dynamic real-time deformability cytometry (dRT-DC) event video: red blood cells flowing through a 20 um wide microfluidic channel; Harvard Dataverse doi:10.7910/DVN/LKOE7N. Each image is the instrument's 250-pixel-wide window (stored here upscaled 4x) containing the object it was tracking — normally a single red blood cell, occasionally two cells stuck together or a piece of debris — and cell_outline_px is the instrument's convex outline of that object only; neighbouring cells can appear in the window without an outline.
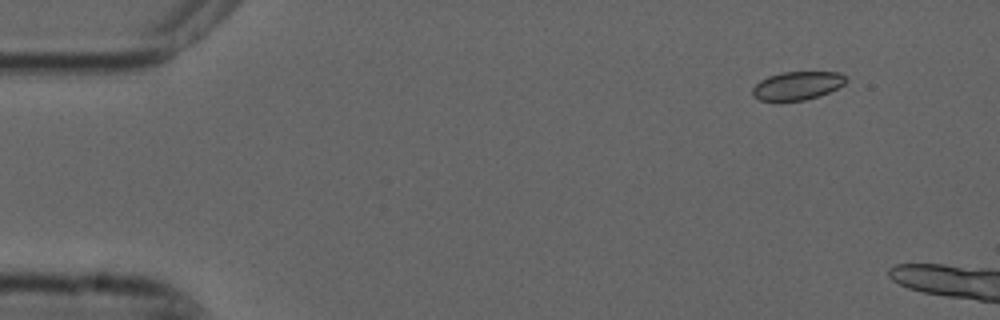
{"species": "common noctule bat (a hibernating species)", "species_latin": "Nyctalus noctula", "temperature_condition": "cold", "stored_images_in_passage": 3, "camera_frame_rate_fps": 3000, "um_per_image_px": 0.085, "animal": {"sex": "male", "forearm_length_mm": 52.5}, "frame": {"image": 1, "passage_image": 2, "time_ms": 0.333, "image_size_px": [1000, 320], "cell_outline_px": [[848, 80], [844, 84], [820, 96], [804, 100], [760, 100], [752, 96], [752, 88], [760, 80], [768, 76], [780, 72], [840, 72], [848, 76]], "centroid_in_image_um": [67.79, 7.26], "position_along_channel_um": 17.2, "area_um2": 15.49}}